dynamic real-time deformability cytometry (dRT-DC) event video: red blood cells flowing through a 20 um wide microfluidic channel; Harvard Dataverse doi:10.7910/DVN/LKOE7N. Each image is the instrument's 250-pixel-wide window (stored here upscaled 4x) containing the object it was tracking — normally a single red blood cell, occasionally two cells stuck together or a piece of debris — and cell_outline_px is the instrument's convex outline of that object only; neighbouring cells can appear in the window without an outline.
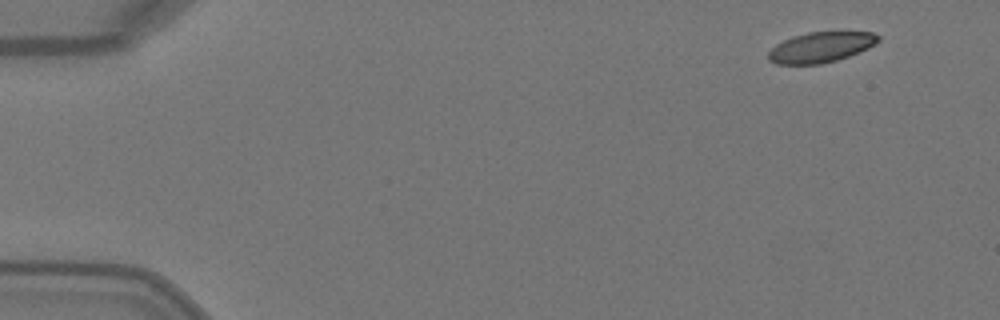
{"species": "Egyptian fruit bat (a non-hibernating species)", "species_latin": "Rousettus aegyptiacus", "temperature_condition": "warm", "stored_images_in_passage": 4, "camera_frame_rate_fps": 3000, "um_per_image_px": 0.085, "animal": {"sex": "female"}, "frame": {"image": 1, "passage_image": 1, "time_ms": 0.0, "image_size_px": [1000, 320], "cell_outline_px": [[880, 40], [876, 44], [860, 52], [836, 60], [820, 64], [776, 64], [768, 60], [768, 52], [776, 44], [792, 36], [808, 32], [872, 32], [880, 36]], "centroid_in_image_um": [69.77, 4.01], "position_along_channel_um": 15.2, "area_um2": 19.48}}
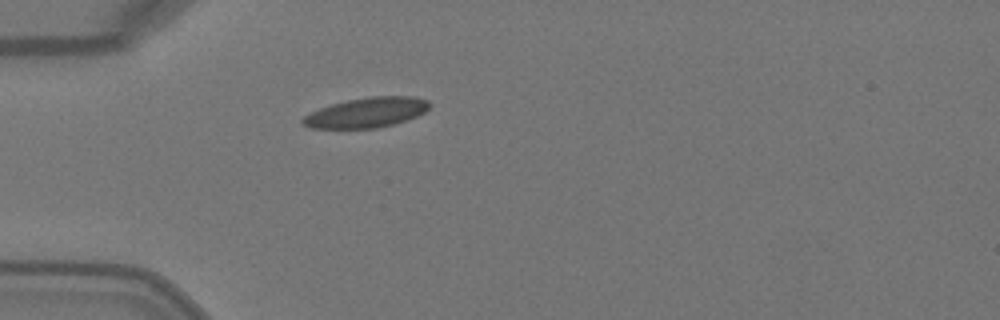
{"frame": {"image": 2, "passage_image": 4, "time_ms": 1.0, "image_size_px": [1000, 320], "cell_outline_px": [[432, 104], [424, 112], [416, 116], [392, 124], [376, 128], [312, 128], [304, 124], [300, 120], [304, 116], [320, 108], [332, 104], [348, 100], [368, 96], [412, 96], [428, 100]], "centroid_in_image_um": [31.17, 9.55], "position_along_channel_um": 53.8, "area_um2": 21.91}}